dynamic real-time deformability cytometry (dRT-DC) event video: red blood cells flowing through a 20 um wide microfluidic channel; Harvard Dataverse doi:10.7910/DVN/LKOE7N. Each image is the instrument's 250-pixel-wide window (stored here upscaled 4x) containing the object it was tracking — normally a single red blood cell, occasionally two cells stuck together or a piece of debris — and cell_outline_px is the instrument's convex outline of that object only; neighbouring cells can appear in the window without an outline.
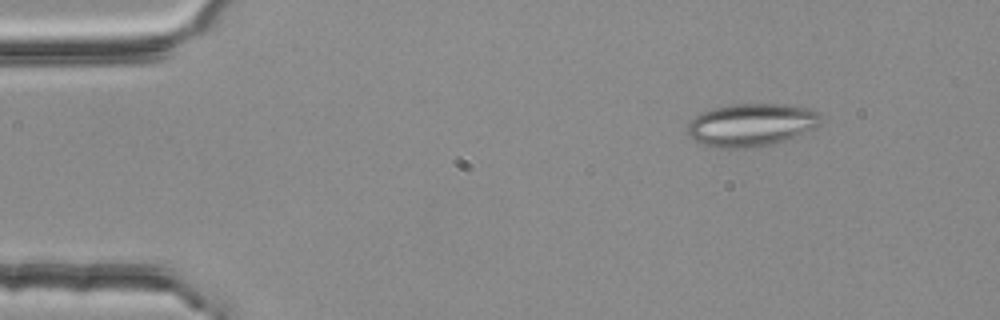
{"species": "common noctule bat (a hibernating species)", "species_latin": "Nyctalus noctula", "temperature_condition": "room temperature", "stored_images_in_passage": 4, "segment_of_instrument_passage": [1, 2], "camera_frame_rate_fps": 3000, "um_per_image_px": 0.085, "animal": {"sex": "female", "body_mass_g": 25.1}, "frame": {"image": 1, "passage_image": 2, "time_ms": 0.333, "image_size_px": [1000, 320], "cell_outline_px": [[824, 120], [816, 128], [784, 140], [772, 144], [748, 148], [716, 148], [692, 140], [688, 136], [688, 124], [700, 112], [712, 108], [732, 104], [788, 104], [812, 108], [820, 112]], "centroid_in_image_um": [63.9, 10.6], "position_along_channel_um": 21.1, "area_um2": 33.7}}